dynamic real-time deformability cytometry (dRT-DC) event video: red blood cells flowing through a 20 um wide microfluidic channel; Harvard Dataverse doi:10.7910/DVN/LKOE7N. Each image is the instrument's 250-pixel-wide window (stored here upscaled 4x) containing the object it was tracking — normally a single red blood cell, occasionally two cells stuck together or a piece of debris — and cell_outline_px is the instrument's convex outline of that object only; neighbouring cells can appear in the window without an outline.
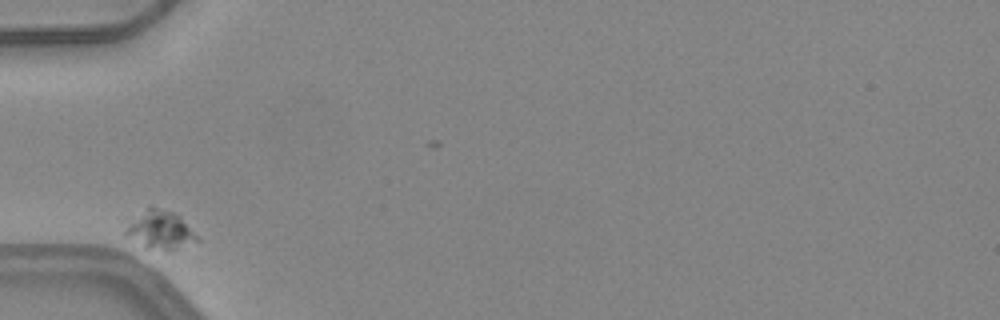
{"species": "common noctule bat (a hibernating species)", "species_latin": "Nyctalus noctula", "temperature_condition": "warm", "stored_images_in_passage": 31, "camera_frame_rate_fps": 3000, "um_per_image_px": 0.085, "animal": {"sex": "female", "body_mass_g": 24.6, "forearm_length_mm": 56.2}, "frame": {"image": 1, "passage_image": 1, "time_ms": 0.0, "image_size_px": [1000, 320], "cell_outline_px": [[200, 240], [164, 252], [144, 248], [124, 232], [148, 204], [152, 204], [172, 212], [180, 216]], "centroid_in_image_um": [13.63, 19.54], "position_along_channel_um": 71.4, "area_um2": 15.72}}
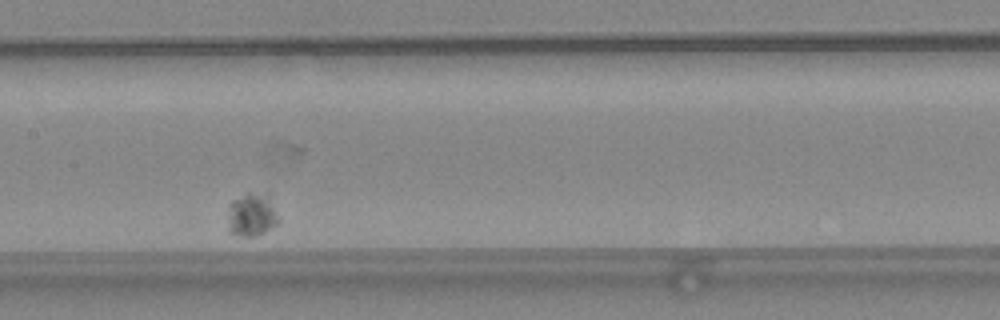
{"frame": {"image": 2, "passage_image": 12, "time_ms": 3.667, "image_size_px": [1000, 320], "cell_outline_px": [[280, 220], [276, 224], [264, 232], [256, 236], [244, 236], [228, 232], [228, 204], [232, 200], [248, 192], [268, 196]], "centroid_in_image_um": [21.36, 18.27], "position_along_channel_um": 186.0, "area_um2": 12.66}}
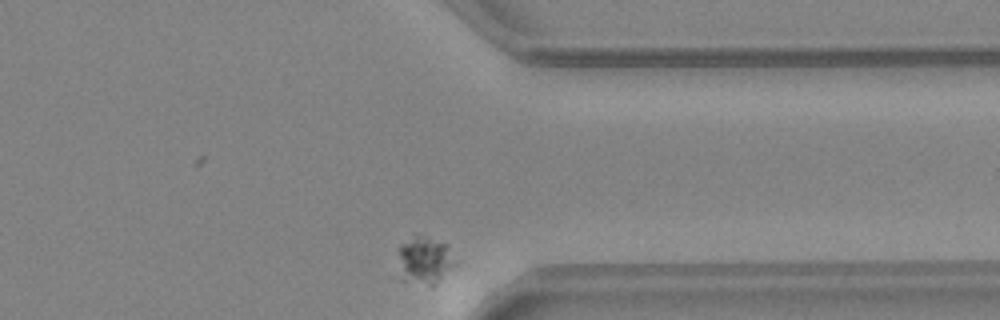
{"frame": {"image": 3, "passage_image": 29, "time_ms": 9.333, "image_size_px": [1000, 320], "cell_outline_px": [[456, 264], [432, 288], [400, 280], [400, 244], [416, 232], [444, 244], [456, 260]], "centroid_in_image_um": [36.07, 22.16], "position_along_channel_um": 375.3, "area_um2": 16.01}}